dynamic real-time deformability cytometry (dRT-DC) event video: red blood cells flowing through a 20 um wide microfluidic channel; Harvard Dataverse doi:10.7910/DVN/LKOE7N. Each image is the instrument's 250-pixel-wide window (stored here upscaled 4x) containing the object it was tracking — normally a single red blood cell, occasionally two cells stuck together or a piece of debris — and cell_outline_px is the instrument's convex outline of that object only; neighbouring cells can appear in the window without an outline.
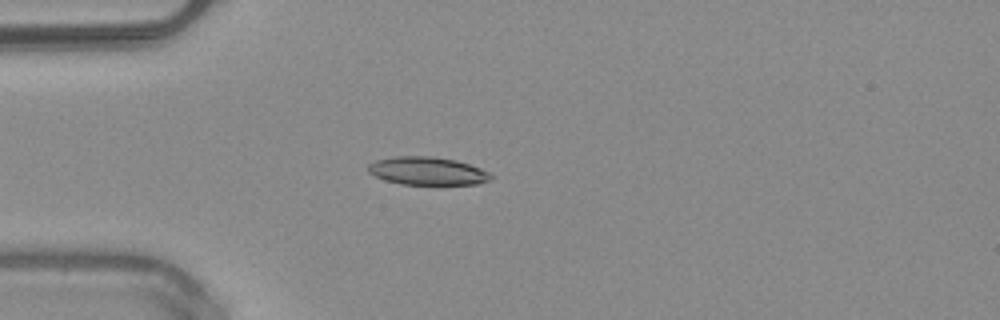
{"species": "common noctule bat (a hibernating species)", "species_latin": "Nyctalus noctula", "temperature_condition": "warm", "stored_images_in_passage": 50, "camera_frame_rate_fps": 3000, "um_per_image_px": 0.085, "animal": {"sex": "male", "body_mass_g": 20.4}, "frame": {"image": 1, "passage_image": 14, "time_ms": 4.333, "image_size_px": [1000, 320], "cell_outline_px": [[492, 180], [476, 184], [400, 184], [384, 180], [368, 172], [368, 164], [376, 160], [392, 156], [432, 156], [456, 160], [480, 168], [488, 172], [492, 176]], "centroid_in_image_um": [36.3, 14.53], "position_along_channel_um": 48.7, "area_um2": 20.06}}
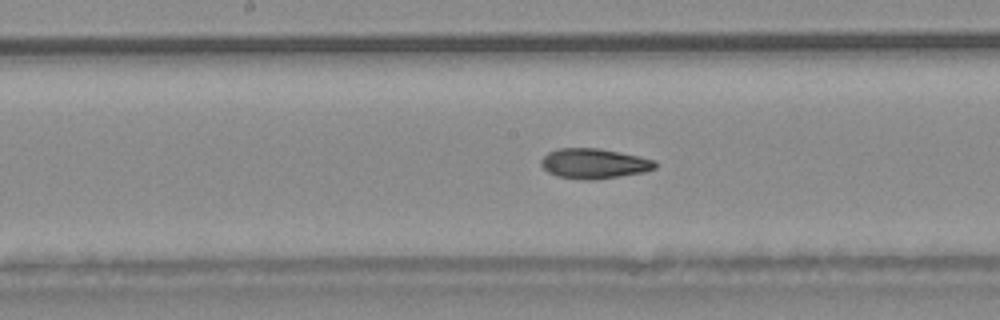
{"frame": {"image": 2, "passage_image": 26, "time_ms": 8.333, "image_size_px": [1000, 320], "cell_outline_px": [[656, 168], [644, 172], [592, 180], [584, 180], [556, 176], [548, 172], [540, 164], [540, 160], [548, 152], [560, 148], [596, 148], [640, 156], [656, 160]], "centroid_in_image_um": [50.48, 13.9], "position_along_channel_um": 197.7, "area_um2": 19.94}}
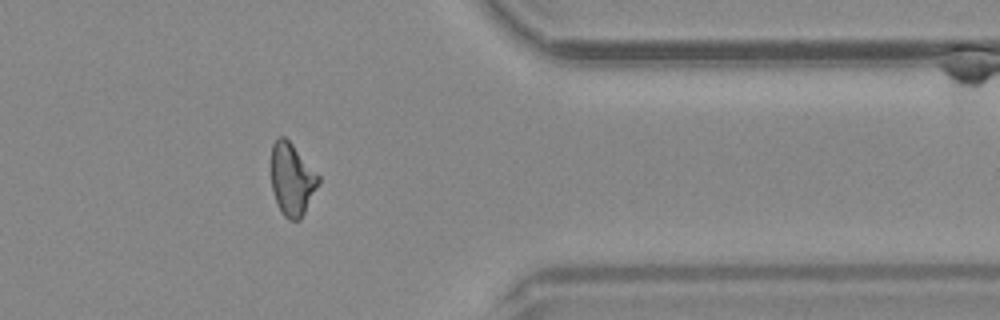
{"frame": {"image": 3, "passage_image": 41, "time_ms": 13.333, "image_size_px": [1000, 320], "cell_outline_px": [[320, 180], [300, 220], [288, 220], [284, 216], [272, 192], [272, 144], [280, 136], [284, 136], [292, 144], [320, 176]], "centroid_in_image_um": [24.81, 15.24], "position_along_channel_um": 386.6, "area_um2": 19.48}, "authors_computed_cell_mechanics": {"area_um2": 20.0566, "velocity_mm_per_s": 4.0687, "shape_relaxation_time_tau1_ms": null, "shape_relaxation_time_tau2_ms": 2.8813, "deformation_change_tau1": null, "deformation_change_tau2": 0.107}}